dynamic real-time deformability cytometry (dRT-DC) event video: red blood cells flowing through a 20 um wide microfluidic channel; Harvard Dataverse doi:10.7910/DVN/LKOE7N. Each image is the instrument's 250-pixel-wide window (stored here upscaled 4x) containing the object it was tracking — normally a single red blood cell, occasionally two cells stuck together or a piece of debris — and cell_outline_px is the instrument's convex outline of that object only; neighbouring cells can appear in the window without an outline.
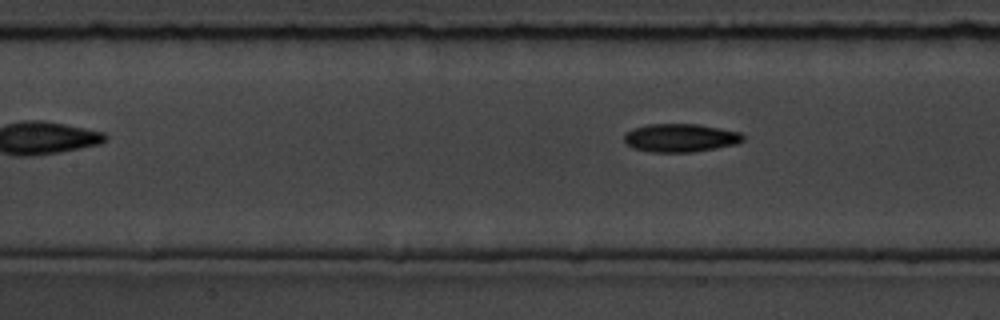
{"species": "common noctule bat (a hibernating species)", "species_latin": "Nyctalus noctula", "temperature_condition": "room temperature", "stored_images_in_passage": 7, "segment_of_instrument_passage": [2, 2], "camera_frame_rate_fps": 3000, "um_per_image_px": 0.085, "animal": {"sex": "male", "body_mass_g": 19.5, "forearm_length_mm": 54.6}, "frame": {"image": 1, "passage_image": 7, "time_ms": 7.667, "image_size_px": [1000, 320], "cell_outline_px": [[744, 140], [736, 144], [716, 148], [692, 152], [652, 152], [632, 148], [624, 140], [624, 132], [632, 128], [648, 124], [700, 124], [740, 132], [744, 136]], "centroid_in_image_um": [57.82, 11.71], "position_along_channel_um": 149.6, "area_um2": 19.71}}